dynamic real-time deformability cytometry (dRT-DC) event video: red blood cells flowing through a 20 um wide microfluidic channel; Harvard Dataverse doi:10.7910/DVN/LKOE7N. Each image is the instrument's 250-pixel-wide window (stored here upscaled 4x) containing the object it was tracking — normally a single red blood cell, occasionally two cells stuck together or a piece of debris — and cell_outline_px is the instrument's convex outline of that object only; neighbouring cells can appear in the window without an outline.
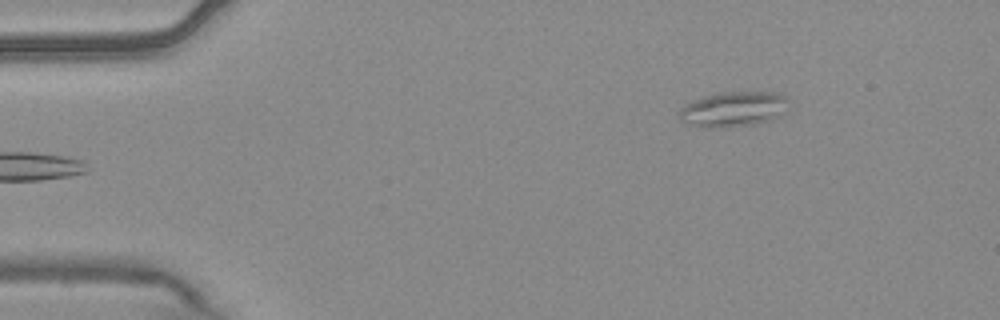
{"species": "common noctule bat (a hibernating species)", "species_latin": "Nyctalus noctula", "temperature_condition": "warm", "stored_images_in_passage": 5, "camera_frame_rate_fps": 3000, "um_per_image_px": 0.085, "animal": {"sex": "male", "body_mass_g": 20.4}, "frame": {"image": 1, "passage_image": 5, "time_ms": 1.333, "image_size_px": [1000, 320], "cell_outline_px": [[788, 112], [784, 116], [772, 120], [756, 124], [716, 128], [704, 128], [684, 124], [680, 120], [680, 108], [684, 104], [692, 100], [704, 96], [720, 92], [776, 92], [784, 96], [788, 100]], "centroid_in_image_um": [62.37, 9.29], "position_along_channel_um": 22.6, "area_um2": 23.06}}